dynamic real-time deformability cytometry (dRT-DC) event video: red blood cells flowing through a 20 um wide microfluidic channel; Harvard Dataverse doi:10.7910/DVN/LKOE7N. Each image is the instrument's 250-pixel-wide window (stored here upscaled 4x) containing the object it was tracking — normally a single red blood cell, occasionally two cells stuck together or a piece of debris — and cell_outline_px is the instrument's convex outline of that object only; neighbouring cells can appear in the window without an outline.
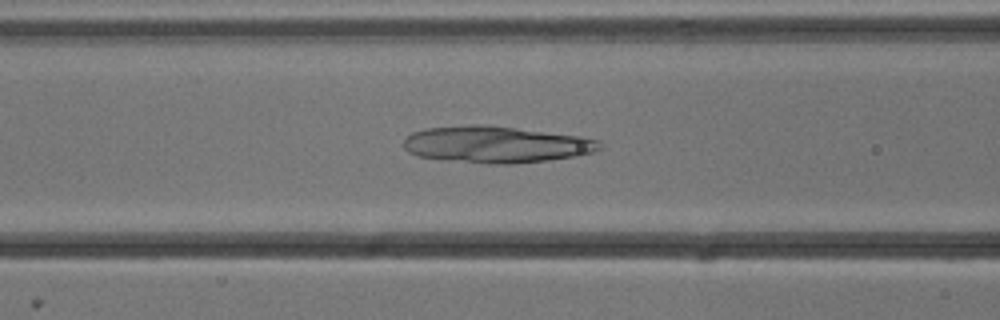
{"species": "common noctule bat (a hibernating species)", "species_latin": "Nyctalus noctula", "temperature_condition": "cold", "stored_images_in_passage": 52, "camera_frame_rate_fps": 3000, "um_per_image_px": 0.085, "animal": {"sex": "male", "body_mass_g": 13.3}, "frame": {"image": 1, "passage_image": 20, "time_ms": 6.333, "image_size_px": [1000, 320], "cell_outline_px": [[600, 148], [592, 152], [576, 156], [548, 160], [512, 164], [488, 164], [416, 156], [408, 152], [404, 148], [404, 140], [412, 132], [424, 128], [476, 124], [492, 124], [580, 136], [600, 140]], "centroid_in_image_um": [42.16, 12.26], "position_along_channel_um": 124.4, "area_um2": 42.08}}
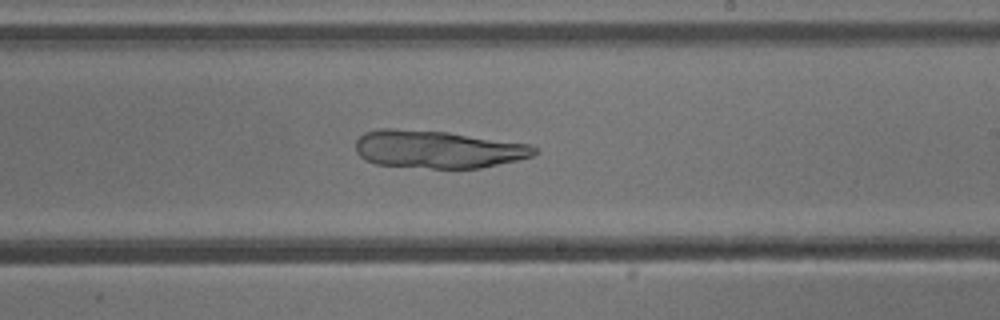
{"frame": {"image": 2, "passage_image": 30, "time_ms": 9.667, "image_size_px": [1000, 320], "cell_outline_px": [[540, 152], [532, 156], [516, 160], [480, 168], [432, 168], [376, 164], [364, 160], [356, 152], [356, 140], [364, 132], [380, 128], [392, 128], [448, 132], [528, 144], [536, 148]], "centroid_in_image_um": [37.17, 12.68], "position_along_channel_um": 251.8, "area_um2": 39.19}}
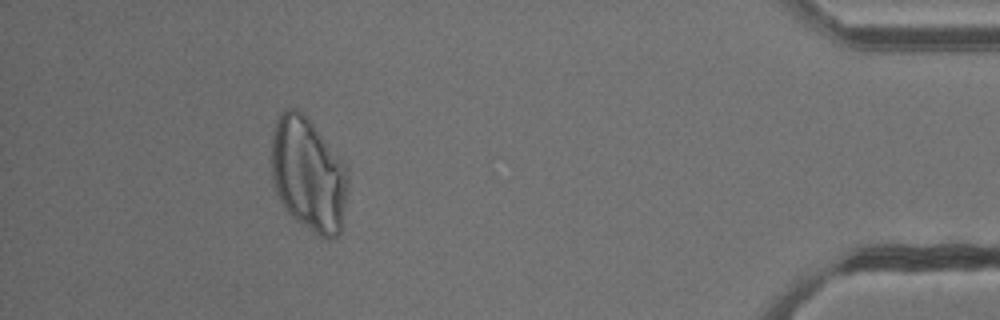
{"frame": {"image": 3, "passage_image": 47, "time_ms": 15.333, "image_size_px": [1000, 320], "cell_outline_px": [[348, 184], [340, 232], [336, 236], [328, 240], [324, 240], [316, 236], [296, 220], [284, 208], [276, 192], [272, 180], [272, 136], [280, 112], [284, 108], [296, 108], [312, 124], [348, 164]], "centroid_in_image_um": [26.23, 14.86], "position_along_channel_um": 409.0, "area_um2": 51.1}}